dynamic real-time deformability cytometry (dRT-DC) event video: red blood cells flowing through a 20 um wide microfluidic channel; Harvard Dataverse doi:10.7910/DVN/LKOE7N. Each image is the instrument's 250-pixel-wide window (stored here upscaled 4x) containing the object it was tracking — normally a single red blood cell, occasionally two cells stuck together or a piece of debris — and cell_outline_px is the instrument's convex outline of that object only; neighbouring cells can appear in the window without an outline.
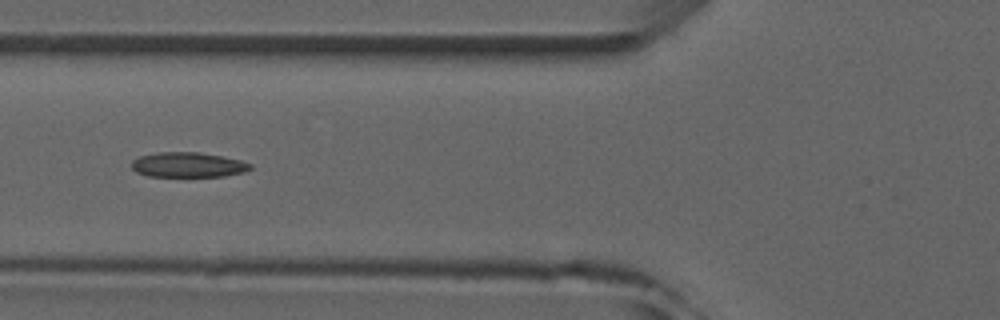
{"species": "common noctule bat (a hibernating species)", "species_latin": "Nyctalus noctula", "temperature_condition": "room temperature", "stored_images_in_passage": 5, "camera_frame_rate_fps": 3000, "um_per_image_px": 0.085, "animal": {"sex": "male", "forearm_length_mm": 52.5}, "frame": {"image": 1, "passage_image": 5, "time_ms": 4.333, "image_size_px": [1000, 320], "cell_outline_px": [[252, 168], [244, 172], [224, 176], [148, 176], [136, 172], [132, 168], [132, 160], [140, 156], [156, 152], [200, 152], [240, 160], [252, 164]], "centroid_in_image_um": [15.97, 14.0], "position_along_channel_um": 109.8, "area_um2": 17.22}}